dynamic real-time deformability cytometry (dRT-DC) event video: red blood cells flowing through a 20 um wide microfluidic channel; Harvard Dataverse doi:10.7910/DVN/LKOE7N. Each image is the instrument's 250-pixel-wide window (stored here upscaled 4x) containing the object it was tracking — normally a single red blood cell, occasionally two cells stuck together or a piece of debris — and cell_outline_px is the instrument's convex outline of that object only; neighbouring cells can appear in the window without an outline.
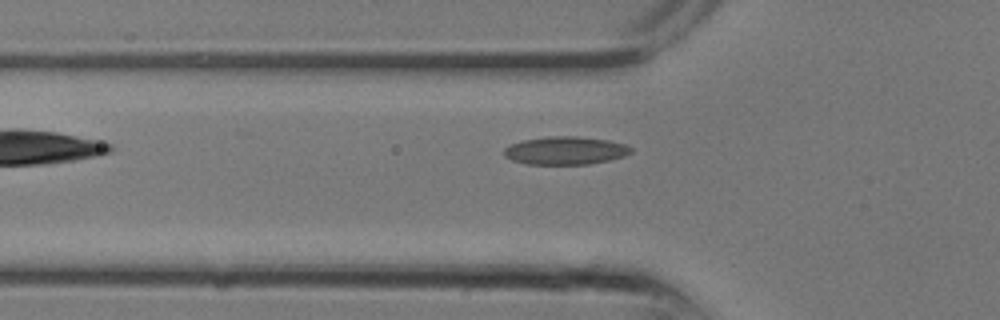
{"species": "common noctule bat (a hibernating species)", "species_latin": "Nyctalus noctula", "temperature_condition": "room temperature", "stored_images_in_passage": 3, "camera_frame_rate_fps": 3000, "um_per_image_px": 0.085, "animal": {"sex": "male", "body_mass_g": 13.3}, "frame": {"image": 1, "passage_image": 3, "time_ms": 0.667, "image_size_px": [1000, 320], "cell_outline_px": [[632, 152], [624, 156], [608, 160], [588, 164], [524, 164], [512, 160], [504, 156], [504, 148], [512, 144], [524, 140], [556, 136], [572, 136], [608, 140], [624, 144], [632, 148]], "centroid_in_image_um": [48.05, 12.81], "position_along_channel_um": 77.7, "area_um2": 20.46}}